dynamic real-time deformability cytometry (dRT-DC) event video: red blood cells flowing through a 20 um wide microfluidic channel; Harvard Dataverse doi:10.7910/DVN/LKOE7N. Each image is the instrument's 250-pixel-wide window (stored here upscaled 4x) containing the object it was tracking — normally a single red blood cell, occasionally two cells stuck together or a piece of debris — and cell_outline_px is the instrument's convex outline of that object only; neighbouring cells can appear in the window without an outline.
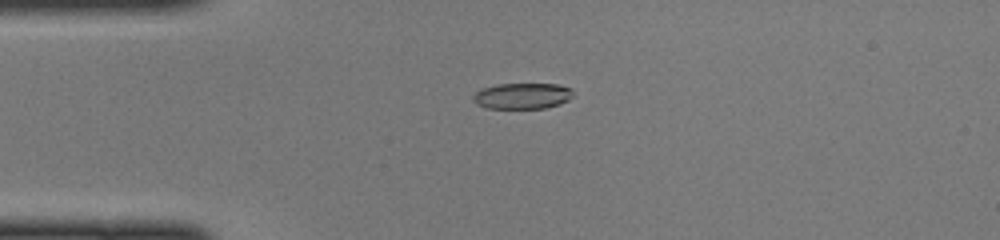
{"species": "common noctule bat (a hibernating species)", "species_latin": "Nyctalus noctula", "temperature_condition": "cold", "stored_images_in_passage": 41, "camera_frame_rate_fps": 3000, "um_per_image_px": 0.085, "animal": {"sex": "female", "body_mass_g": 22.0, "forearm_length_mm": 56.7}, "frame": {"image": 1, "passage_image": 5, "time_ms": 1.333, "image_size_px": [1000, 240], "cell_outline_px": [[572, 96], [568, 100], [560, 104], [544, 108], [488, 108], [476, 104], [472, 100], [472, 96], [476, 92], [484, 88], [496, 84], [556, 84], [572, 88]], "centroid_in_image_um": [44.39, 8.15], "position_along_channel_um": 40.6, "area_um2": 15.09}}
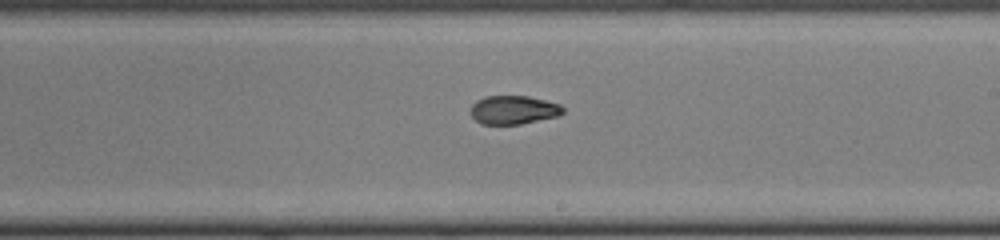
{"frame": {"image": 2, "passage_image": 21, "time_ms": 6.667, "image_size_px": [1000, 240], "cell_outline_px": [[564, 112], [560, 116], [520, 124], [480, 124], [472, 116], [472, 104], [476, 100], [484, 96], [528, 96], [560, 104], [564, 108]], "centroid_in_image_um": [43.67, 9.34], "position_along_channel_um": 245.3, "area_um2": 15.43}}
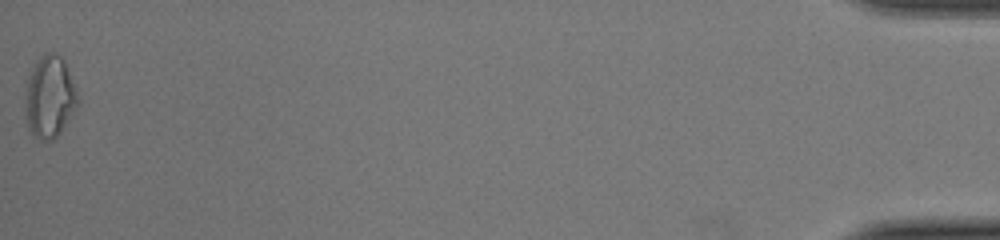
{"frame": {"image": 3, "passage_image": 41, "time_ms": 13.333, "image_size_px": [1000, 240], "cell_outline_px": [[80, 104], [60, 132], [52, 140], [40, 140], [28, 128], [24, 108], [28, 76], [36, 60], [44, 52], [52, 52], [60, 56], [64, 60], [80, 100]], "centroid_in_image_um": [4.22, 8.22], "position_along_channel_um": 431.0, "area_um2": 25.2}}